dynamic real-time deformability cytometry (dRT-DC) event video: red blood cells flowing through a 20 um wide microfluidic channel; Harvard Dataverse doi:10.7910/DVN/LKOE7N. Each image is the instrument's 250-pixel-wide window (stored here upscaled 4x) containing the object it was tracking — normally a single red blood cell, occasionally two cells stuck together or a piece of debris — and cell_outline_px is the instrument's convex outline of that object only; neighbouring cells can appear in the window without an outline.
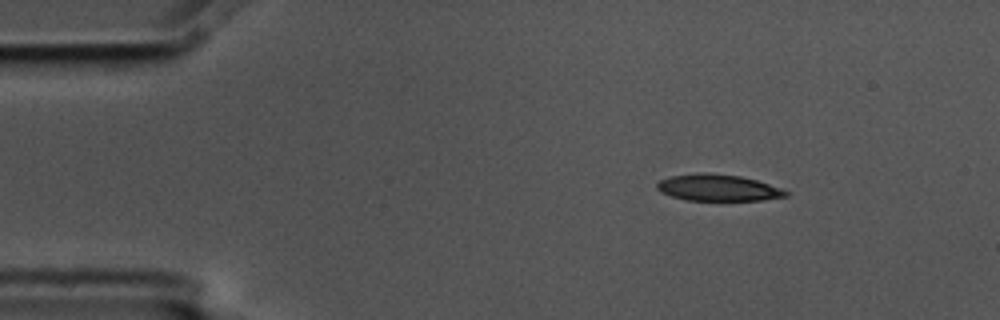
{"species": "common noctule bat (a hibernating species)", "species_latin": "Nyctalus noctula", "temperature_condition": "cold", "stored_images_in_passage": 6, "camera_frame_rate_fps": 3000, "um_per_image_px": 0.085, "animal": {"sex": "male", "body_mass_g": 17.5, "forearm_length_mm": 52.3}, "frame": {"image": 1, "passage_image": 2, "time_ms": 0.333, "image_size_px": [1000, 320], "cell_outline_px": [[788, 196], [764, 200], [684, 200], [660, 192], [656, 188], [656, 184], [660, 180], [672, 176], [704, 172], [740, 176], [756, 180], [780, 188], [788, 192]], "centroid_in_image_um": [61.01, 15.96], "position_along_channel_um": 24.0, "area_um2": 19.77}}
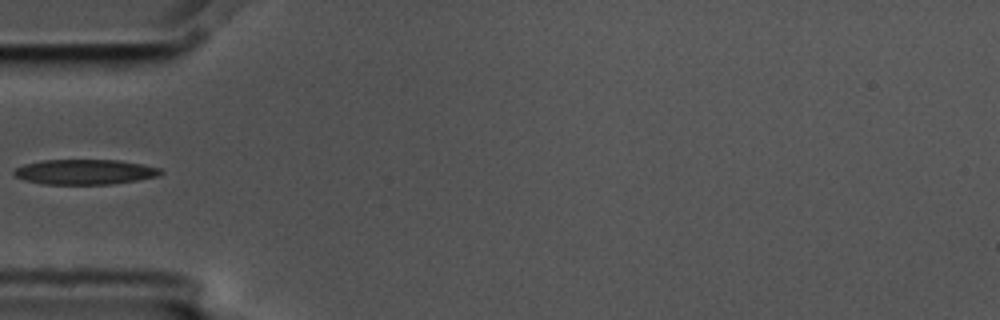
{"frame": {"image": 2, "passage_image": 5, "time_ms": 1.333, "image_size_px": [1000, 320], "cell_outline_px": [[164, 172], [160, 176], [112, 184], [44, 184], [24, 180], [16, 176], [12, 172], [16, 168], [24, 164], [44, 160], [120, 160], [160, 168]], "centroid_in_image_um": [7.22, 14.61], "position_along_channel_um": 77.8, "area_um2": 21.39}}